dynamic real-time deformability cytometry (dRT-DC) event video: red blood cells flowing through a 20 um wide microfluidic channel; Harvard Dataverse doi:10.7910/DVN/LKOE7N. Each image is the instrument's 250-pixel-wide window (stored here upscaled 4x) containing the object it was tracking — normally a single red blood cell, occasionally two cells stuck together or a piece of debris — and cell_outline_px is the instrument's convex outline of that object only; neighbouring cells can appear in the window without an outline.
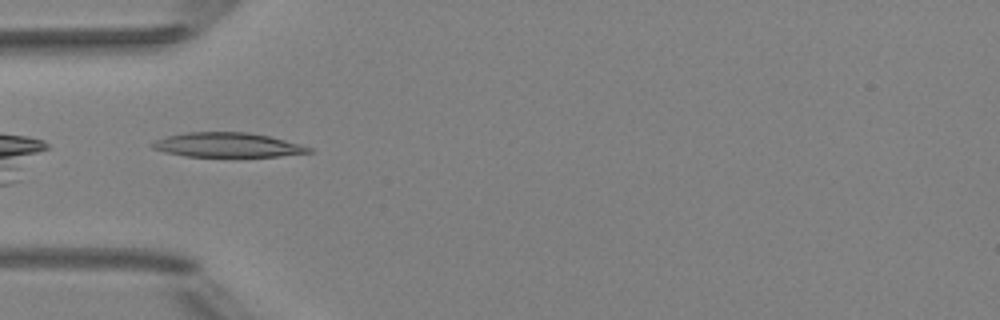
{"species": "Egyptian fruit bat (a non-hibernating species)", "species_latin": "Rousettus aegyptiacus", "temperature_condition": "room temperature", "stored_images_in_passage": 4, "camera_frame_rate_fps": 3000, "um_per_image_px": 0.085, "animal": {"sex": "female"}, "frame": {"image": 1, "passage_image": 4, "time_ms": 3.333, "image_size_px": [1000, 320], "cell_outline_px": [[316, 152], [280, 156], [184, 156], [164, 152], [152, 148], [148, 144], [156, 140], [168, 136], [188, 132], [248, 132], [268, 136], [284, 140], [312, 148]], "centroid_in_image_um": [19.32, 12.32], "position_along_channel_um": 65.7, "area_um2": 22.2}}